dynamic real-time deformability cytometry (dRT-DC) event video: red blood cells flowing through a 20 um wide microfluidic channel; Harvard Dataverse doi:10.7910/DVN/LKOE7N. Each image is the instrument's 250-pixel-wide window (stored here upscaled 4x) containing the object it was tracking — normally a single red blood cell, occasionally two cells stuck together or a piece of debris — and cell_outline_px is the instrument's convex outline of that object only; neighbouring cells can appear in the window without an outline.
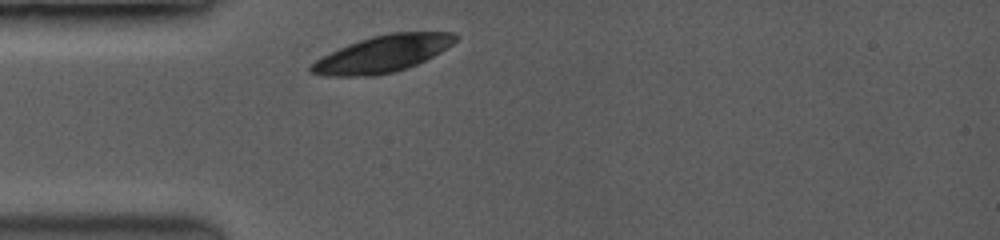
{"species": "common noctule bat (a hibernating species)", "species_latin": "Nyctalus noctula", "temperature_condition": "room temperature", "stored_images_in_passage": 7, "camera_frame_rate_fps": 3500, "um_per_image_px": 0.085, "animal": {"sex": "female", "body_mass_g": 19.0, "forearm_length_mm": 53.3}, "frame": {"image": 1, "passage_image": 1, "time_ms": 0.0, "image_size_px": [1000, 240], "cell_outline_px": [[460, 36], [452, 44], [440, 52], [416, 64], [392, 72], [372, 76], [332, 76], [312, 72], [308, 68], [316, 60], [348, 44], [372, 36], [388, 32], [456, 32]], "centroid_in_image_um": [32.57, 4.56], "position_along_channel_um": 52.4, "area_um2": 30.4}}
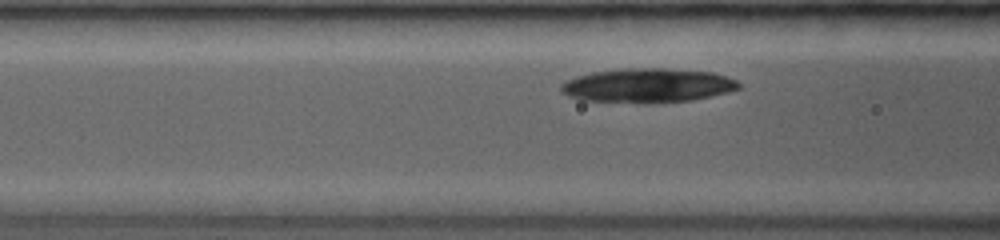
{"frame": {"image": 2, "passage_image": 4, "time_ms": 1.714, "image_size_px": [1000, 240], "cell_outline_px": [[740, 88], [728, 92], [688, 100], [584, 100], [572, 96], [564, 92], [560, 88], [560, 84], [564, 80], [576, 76], [592, 72], [628, 68], [664, 68], [712, 72], [736, 80], [740, 84]], "centroid_in_image_um": [55.05, 7.2], "position_along_channel_um": 111.5, "area_um2": 33.81}}